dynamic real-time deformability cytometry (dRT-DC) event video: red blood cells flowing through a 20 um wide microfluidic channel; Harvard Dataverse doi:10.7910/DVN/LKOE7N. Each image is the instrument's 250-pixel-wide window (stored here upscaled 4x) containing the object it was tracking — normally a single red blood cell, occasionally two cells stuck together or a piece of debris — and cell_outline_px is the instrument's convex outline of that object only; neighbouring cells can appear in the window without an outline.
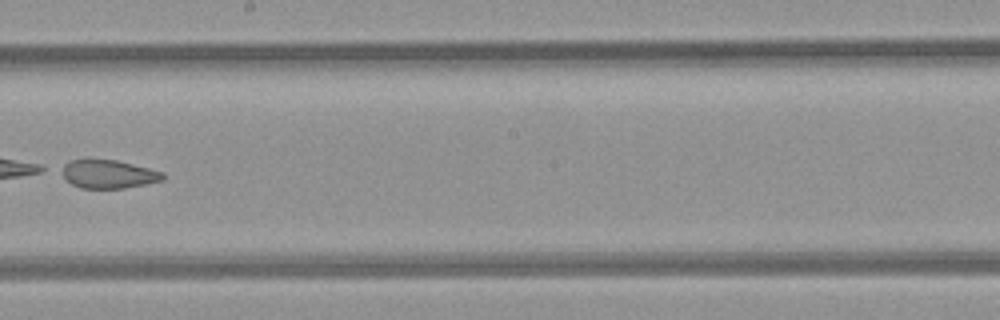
{"species": "common noctule bat (a hibernating species)", "species_latin": "Nyctalus noctula", "temperature_condition": "room temperature", "stored_images_in_passage": 8, "camera_frame_rate_fps": 3000, "um_per_image_px": 0.085, "animal": {"sex": "female", "body_mass_g": 21.9}, "frame": {"image": 1, "passage_image": 8, "time_ms": 8.667, "image_size_px": [1000, 320], "cell_outline_px": [[164, 180], [124, 188], [80, 188], [64, 180], [56, 168], [60, 164], [68, 160], [116, 160], [164, 172]], "centroid_in_image_um": [9.09, 14.79], "position_along_channel_um": 239.1, "area_um2": 17.05}}